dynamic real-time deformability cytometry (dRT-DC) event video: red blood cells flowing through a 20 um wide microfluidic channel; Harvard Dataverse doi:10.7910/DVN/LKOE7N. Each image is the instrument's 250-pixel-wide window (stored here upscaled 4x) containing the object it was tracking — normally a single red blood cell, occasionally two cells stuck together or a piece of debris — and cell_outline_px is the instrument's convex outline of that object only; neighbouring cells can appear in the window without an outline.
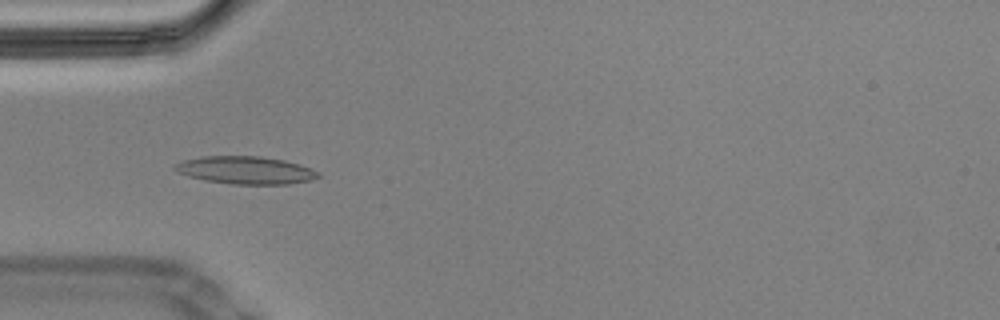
{"species": "Egyptian fruit bat (a non-hibernating species)", "species_latin": "Rousettus aegyptiacus", "temperature_condition": "cold", "stored_images_in_passage": 57, "camera_frame_rate_fps": 3000, "um_per_image_px": 0.085, "animal": {"sex": "male"}, "frame": {"image": 1, "passage_image": 17, "time_ms": 5.333, "image_size_px": [1000, 320], "cell_outline_px": [[320, 176], [312, 180], [288, 184], [232, 184], [204, 180], [188, 176], [176, 172], [172, 168], [172, 164], [184, 160], [204, 156], [260, 156], [284, 160], [300, 164], [320, 172]], "centroid_in_image_um": [20.85, 14.46], "position_along_channel_um": 64.1, "area_um2": 23.29}, "authors_computed_cell_mechanics": {"area_um2": 21.2126, "velocity_mm_per_s": 3.4484, "shape_relaxation_time_tau1_ms": null, "shape_relaxation_time_tau2_ms": 1.2609, "deformation_change_tau1": null, "deformation_change_tau2": 0.0737}}